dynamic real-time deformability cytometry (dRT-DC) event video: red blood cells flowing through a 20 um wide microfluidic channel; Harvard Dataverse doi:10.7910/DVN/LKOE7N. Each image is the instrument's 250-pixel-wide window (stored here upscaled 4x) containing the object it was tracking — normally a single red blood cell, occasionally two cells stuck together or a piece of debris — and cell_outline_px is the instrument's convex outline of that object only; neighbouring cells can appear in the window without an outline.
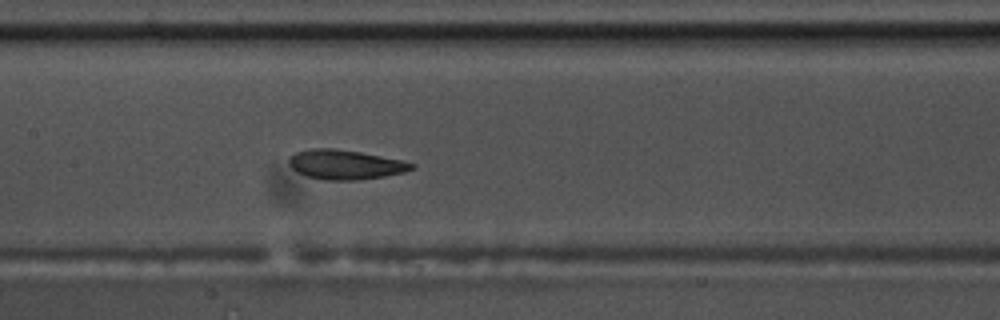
{"species": "common noctule bat (a hibernating species)", "species_latin": "Nyctalus noctula", "temperature_condition": "warm", "stored_images_in_passage": 35, "camera_frame_rate_fps": 3000, "um_per_image_px": 0.085, "animal": {"sex": "male", "body_mass_g": 17.5, "forearm_length_mm": 52.3}, "frame": {"image": 1, "passage_image": 16, "time_ms": 5.0, "image_size_px": [1000, 320], "cell_outline_px": [[416, 168], [404, 172], [384, 176], [360, 180], [320, 180], [304, 176], [296, 172], [288, 164], [288, 160], [296, 152], [312, 148], [336, 148], [360, 152], [404, 160], [416, 164]], "centroid_in_image_um": [29.35, 14.0], "position_along_channel_um": 178.0, "area_um2": 21.44}, "authors_computed_cell_mechanics": {"area_um2": 20.9814, "velocity_mm_per_s": 3.6063, "shape_relaxation_time_tau1_ms": 3.3217, "shape_relaxation_time_tau2_ms": 1.7315, "deformation_change_tau1": 0.1235, "deformation_change_tau2": 0.0852}}